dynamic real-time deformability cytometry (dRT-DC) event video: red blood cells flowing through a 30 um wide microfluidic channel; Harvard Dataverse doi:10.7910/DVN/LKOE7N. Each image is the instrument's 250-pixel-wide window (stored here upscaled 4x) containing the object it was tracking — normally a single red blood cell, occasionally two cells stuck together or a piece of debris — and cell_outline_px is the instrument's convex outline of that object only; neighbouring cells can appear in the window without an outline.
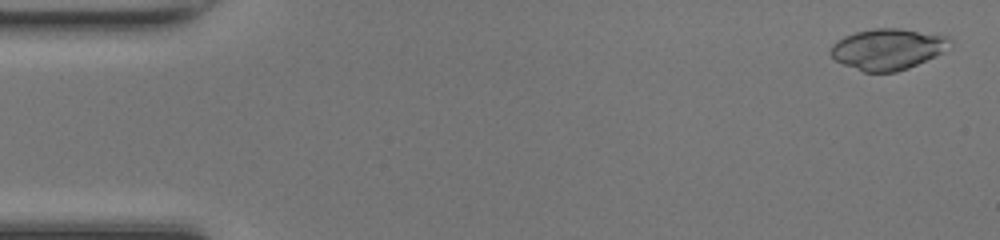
{"species": "common noctule bat (a hibernating species)", "species_latin": "Nyctalus noctula", "temperature_condition": "room temperature", "stored_images_in_passage": 49, "camera_frame_rate_fps": 3000, "um_per_image_px": 0.085, "animal": {"sex": "female", "body_mass_g": 17.0, "forearm_length_mm": 48.0}, "frame": {"image": 1, "passage_image": 2, "time_ms": 0.333, "image_size_px": [1000, 240], "cell_outline_px": [[952, 48], [936, 56], [908, 68], [896, 72], [864, 72], [844, 64], [836, 60], [828, 52], [832, 44], [836, 40], [844, 36], [856, 32], [876, 28], [900, 28], [948, 36], [952, 40]], "centroid_in_image_um": [75.49, 4.17], "position_along_channel_um": 9.5, "area_um2": 28.78}}
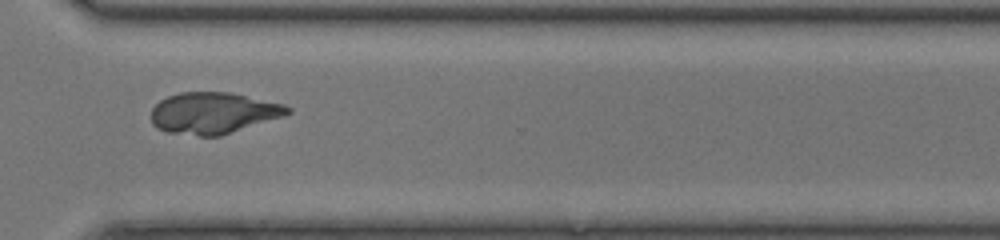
{"frame": {"image": 2, "passage_image": 36, "time_ms": 11.667, "image_size_px": [1000, 240], "cell_outline_px": [[292, 112], [284, 116], [220, 136], [200, 136], [168, 132], [156, 128], [152, 124], [152, 108], [160, 100], [168, 96], [180, 92], [228, 92], [284, 104], [292, 108]], "centroid_in_image_um": [18.13, 9.61], "position_along_channel_um": 352.5, "area_um2": 32.89}}
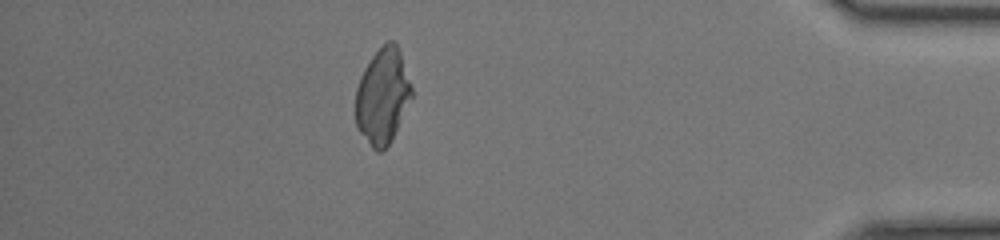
{"frame": {"image": 3, "passage_image": 43, "time_ms": 14.0, "image_size_px": [1000, 240], "cell_outline_px": [[412, 96], [388, 144], [380, 152], [376, 152], [372, 148], [356, 128], [356, 88], [360, 76], [364, 68], [372, 56], [388, 40], [396, 40], [412, 88]], "centroid_in_image_um": [32.49, 8.15], "position_along_channel_um": 402.7, "area_um2": 30.75}}